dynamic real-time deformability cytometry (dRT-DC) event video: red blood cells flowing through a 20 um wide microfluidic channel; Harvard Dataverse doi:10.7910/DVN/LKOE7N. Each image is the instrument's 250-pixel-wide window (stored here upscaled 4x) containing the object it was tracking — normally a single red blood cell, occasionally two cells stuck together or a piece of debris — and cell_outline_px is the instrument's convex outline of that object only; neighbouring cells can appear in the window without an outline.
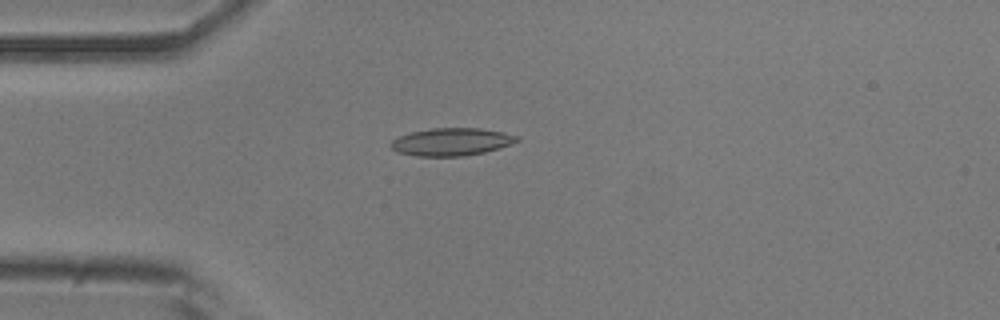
{"species": "common noctule bat (a hibernating species)", "species_latin": "Nyctalus noctula", "temperature_condition": "room temperature", "stored_images_in_passage": 27, "camera_frame_rate_fps": 3000, "um_per_image_px": 0.085, "animal": {"sex": "male", "body_mass_g": 20.5, "forearm_length_mm": 52.5}, "frame": {"image": 1, "passage_image": 3, "time_ms": 0.667, "image_size_px": [1000, 320], "cell_outline_px": [[520, 140], [512, 144], [484, 152], [464, 156], [416, 156], [396, 152], [388, 144], [392, 140], [400, 136], [412, 132], [432, 128], [480, 128], [504, 132], [520, 136]], "centroid_in_image_um": [38.39, 12.05], "position_along_channel_um": 46.6, "area_um2": 20.4}}
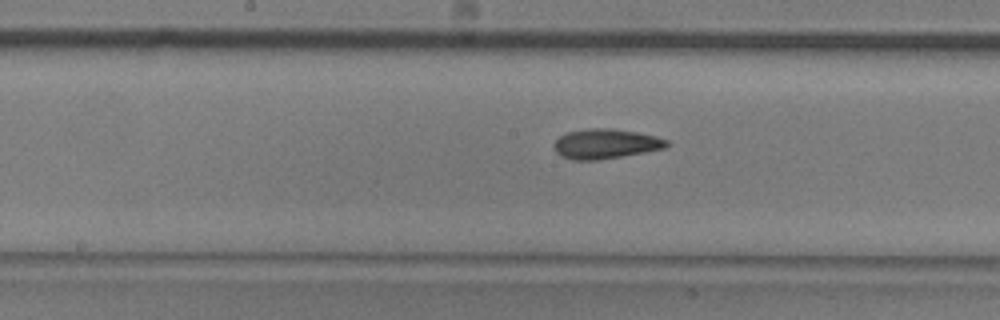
{"frame": {"image": 2, "passage_image": 16, "time_ms": 5.0, "image_size_px": [1000, 320], "cell_outline_px": [[672, 144], [664, 148], [644, 152], [596, 160], [572, 160], [560, 156], [556, 152], [556, 140], [560, 136], [568, 132], [588, 128], [612, 128], [636, 132], [656, 136], [668, 140]], "centroid_in_image_um": [51.5, 12.22], "position_along_channel_um": 196.7, "area_um2": 19.42}}
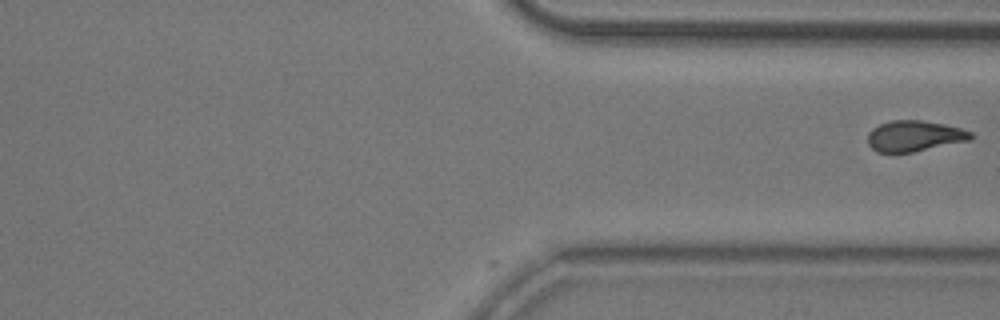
{"frame": {"image": 3, "passage_image": 27, "time_ms": 8.667, "image_size_px": [1000, 320], "cell_outline_px": [[976, 136], [972, 140], [912, 152], [876, 152], [868, 144], [868, 132], [872, 128], [880, 124], [892, 120], [920, 120], [944, 124], [960, 128], [972, 132]], "centroid_in_image_um": [77.75, 11.56], "position_along_channel_um": 333.6, "area_um2": 18.61}}